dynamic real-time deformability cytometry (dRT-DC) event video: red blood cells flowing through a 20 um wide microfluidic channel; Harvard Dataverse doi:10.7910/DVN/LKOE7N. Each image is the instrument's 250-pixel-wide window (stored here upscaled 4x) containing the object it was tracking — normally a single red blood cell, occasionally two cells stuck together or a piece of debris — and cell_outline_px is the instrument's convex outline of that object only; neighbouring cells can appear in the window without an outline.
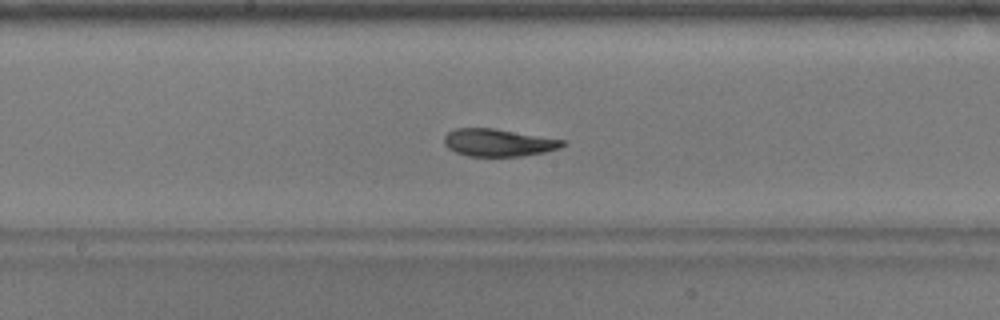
{"species": "common noctule bat (a hibernating species)", "species_latin": "Nyctalus noctula", "temperature_condition": "warm", "stored_images_in_passage": 52, "camera_frame_rate_fps": 3000, "um_per_image_px": 0.085, "animal": {"sex": "male", "body_mass_g": 17.9}, "frame": {"image": 1, "passage_image": 27, "time_ms": 8.667, "image_size_px": [1000, 320], "cell_outline_px": [[568, 144], [560, 148], [544, 152], [520, 156], [468, 156], [456, 152], [448, 148], [444, 144], [444, 136], [448, 132], [456, 128], [492, 128], [564, 140]], "centroid_in_image_um": [42.35, 12.12], "position_along_channel_um": 205.8, "area_um2": 18.84}}
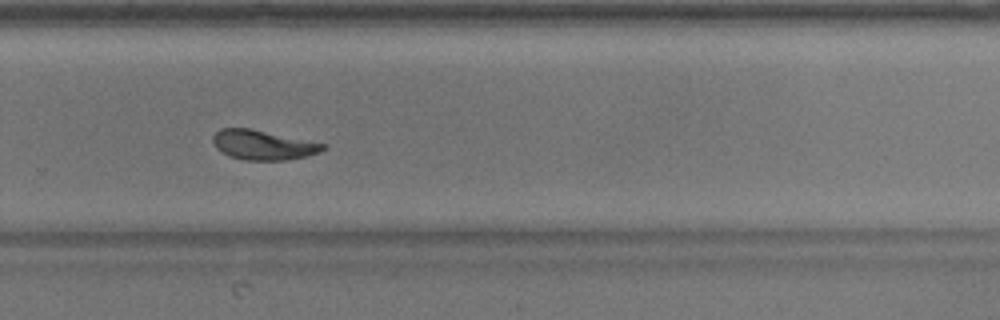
{"frame": {"image": 2, "passage_image": 35, "time_ms": 11.333, "image_size_px": [1000, 320], "cell_outline_px": [[324, 148], [320, 152], [288, 160], [244, 160], [228, 156], [216, 148], [212, 140], [212, 136], [220, 128], [252, 128], [324, 144]], "centroid_in_image_um": [22.29, 12.32], "position_along_channel_um": 307.5, "area_um2": 18.9}}
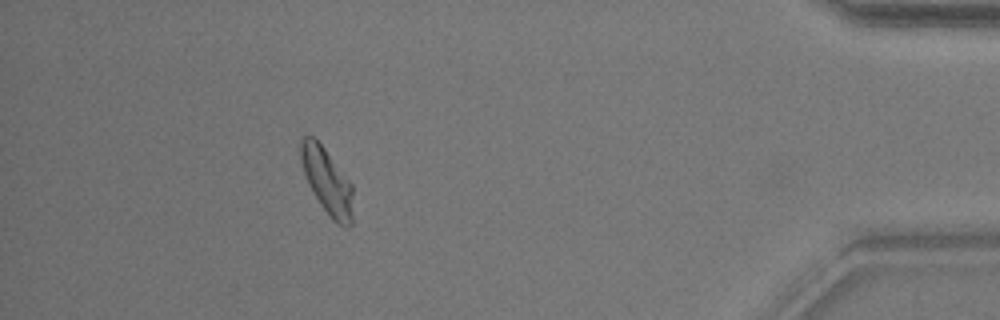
{"frame": {"image": 3, "passage_image": 47, "time_ms": 15.333, "image_size_px": [1000, 320], "cell_outline_px": [[352, 224], [348, 228], [344, 228], [336, 224], [332, 220], [320, 204], [304, 172], [300, 160], [300, 136], [312, 136], [324, 148], [352, 184]], "centroid_in_image_um": [27.81, 15.43], "position_along_channel_um": 407.4, "area_um2": 19.83}, "authors_computed_cell_mechanics": {"area_um2": 19.8832, "velocity_mm_per_s": 3.8224, "shape_relaxation_time_tau1_ms": 4.9674, "shape_relaxation_time_tau2_ms": 1.6191, "deformation_change_tau1": 0.1725, "deformation_change_tau2": 0.0682}}